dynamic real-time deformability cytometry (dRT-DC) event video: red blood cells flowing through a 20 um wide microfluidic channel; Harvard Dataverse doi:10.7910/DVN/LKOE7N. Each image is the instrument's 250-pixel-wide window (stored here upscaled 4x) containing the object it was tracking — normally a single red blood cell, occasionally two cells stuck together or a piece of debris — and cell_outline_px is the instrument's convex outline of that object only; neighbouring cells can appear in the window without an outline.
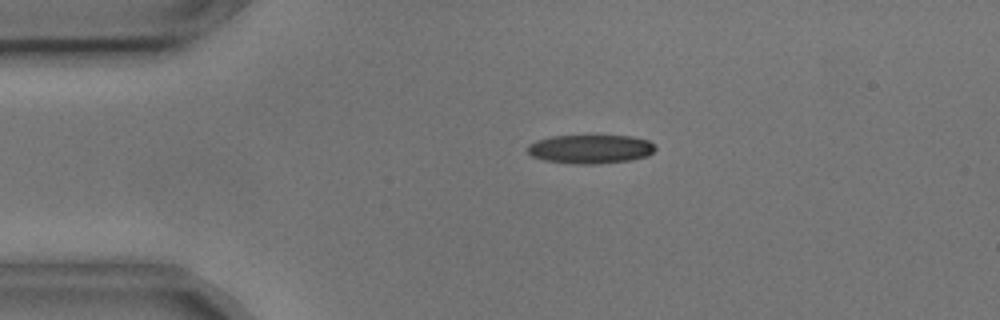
{"species": "common noctule bat (a hibernating species)", "species_latin": "Nyctalus noctula", "temperature_condition": "cold", "stored_images_in_passage": 3, "camera_frame_rate_fps": 3000, "um_per_image_px": 0.085, "animal": {"sex": "male", "body_mass_g": 17.9, "forearm_length_mm": 54.2}, "frame": {"image": 1, "passage_image": 1, "time_ms": 0.0, "image_size_px": [1000, 320], "cell_outline_px": [[656, 148], [648, 156], [628, 160], [596, 164], [572, 164], [544, 160], [532, 156], [528, 152], [528, 144], [536, 140], [552, 136], [632, 136], [648, 140], [656, 144]], "centroid_in_image_um": [50.19, 12.67], "position_along_channel_um": 34.8, "area_um2": 21.5}}